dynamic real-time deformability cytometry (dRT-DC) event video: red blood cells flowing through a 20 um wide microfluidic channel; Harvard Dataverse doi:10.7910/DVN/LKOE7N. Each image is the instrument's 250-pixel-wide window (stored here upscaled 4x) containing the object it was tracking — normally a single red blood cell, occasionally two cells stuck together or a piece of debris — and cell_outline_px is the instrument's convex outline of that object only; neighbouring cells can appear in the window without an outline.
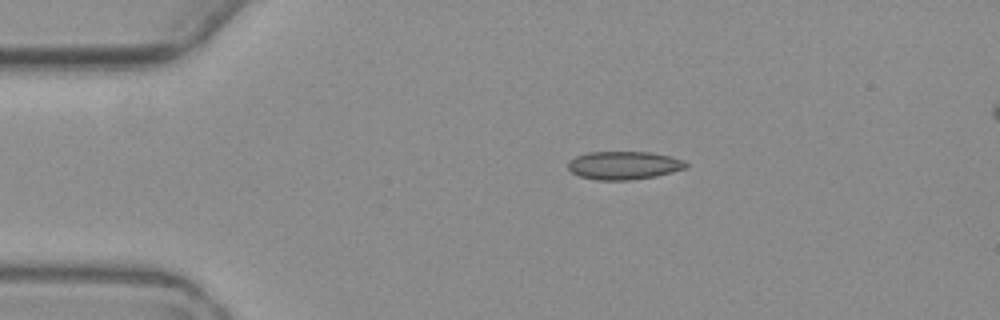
{"species": "common noctule bat (a hibernating species)", "species_latin": "Nyctalus noctula", "temperature_condition": "warm", "stored_images_in_passage": 4, "camera_frame_rate_fps": 3000, "um_per_image_px": 0.085, "animal": {"sex": "female", "body_mass_g": 19.3, "forearm_length_mm": 54.1}, "frame": {"image": 1, "passage_image": 1, "time_ms": 0.0, "image_size_px": [1000, 320], "cell_outline_px": [[688, 168], [656, 176], [628, 180], [596, 180], [580, 176], [572, 172], [568, 168], [568, 160], [576, 156], [588, 152], [652, 152], [684, 160], [688, 164]], "centroid_in_image_um": [53.03, 14.05], "position_along_channel_um": 32.0, "area_um2": 19.42}}
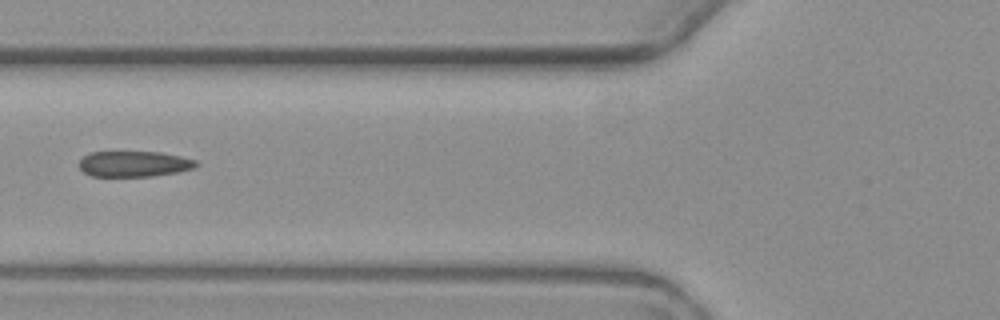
{"frame": {"image": 2, "passage_image": 4, "time_ms": 3.667, "image_size_px": [1000, 320], "cell_outline_px": [[200, 164], [196, 168], [176, 172], [152, 176], [92, 176], [84, 172], [80, 168], [80, 160], [84, 156], [92, 152], [160, 152], [180, 156], [196, 160]], "centroid_in_image_um": [11.44, 13.93], "position_along_channel_um": 114.4, "area_um2": 17.46}}